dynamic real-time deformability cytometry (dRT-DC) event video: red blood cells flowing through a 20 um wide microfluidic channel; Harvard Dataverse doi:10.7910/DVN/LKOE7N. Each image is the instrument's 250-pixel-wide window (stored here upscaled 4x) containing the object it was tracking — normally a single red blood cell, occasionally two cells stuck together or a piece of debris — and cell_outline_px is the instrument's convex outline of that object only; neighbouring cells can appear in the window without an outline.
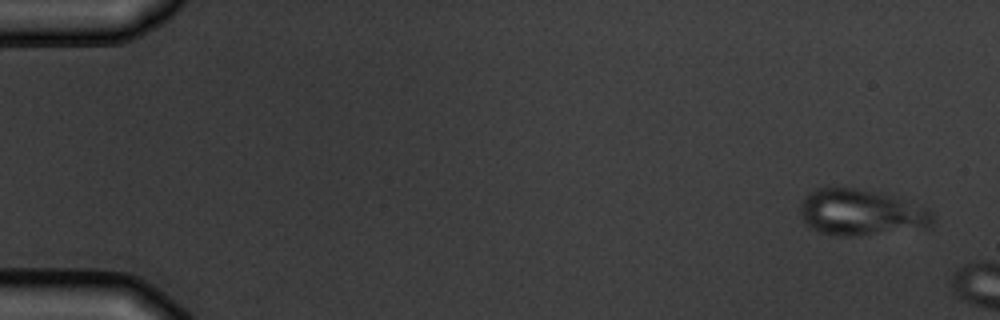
{"species": "common noctule bat (a hibernating species)", "species_latin": "Nyctalus noctula", "temperature_condition": "warm", "stored_images_in_passage": 3, "segment_of_instrument_passage": [1, 2], "camera_frame_rate_fps": 3000, "um_per_image_px": 0.085, "animal": {"sex": "male", "body_mass_g": 19.5, "forearm_length_mm": 54.6}, "frame": {"image": 1, "passage_image": 1, "time_ms": 0.0, "image_size_px": [1000, 320], "cell_outline_px": [[936, 216], [932, 228], [856, 236], [844, 236], [820, 232], [808, 228], [804, 224], [800, 212], [800, 204], [804, 196], [816, 188], [856, 188], [880, 192], [928, 208]], "centroid_in_image_um": [73.23, 18.08], "position_along_channel_um": 11.8, "area_um2": 36.3}}